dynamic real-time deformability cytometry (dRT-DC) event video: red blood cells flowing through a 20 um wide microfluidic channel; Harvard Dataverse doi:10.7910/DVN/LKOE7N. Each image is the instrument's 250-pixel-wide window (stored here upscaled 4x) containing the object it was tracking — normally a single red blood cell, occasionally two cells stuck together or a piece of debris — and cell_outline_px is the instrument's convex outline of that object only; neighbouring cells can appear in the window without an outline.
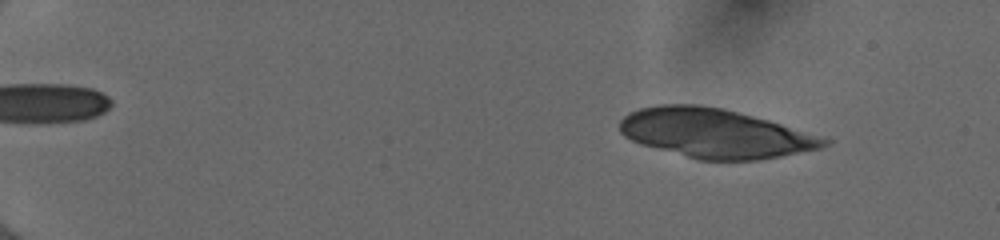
{"species": "human", "species_latin": "Homo sapiens", "temperature_condition": "cold", "stored_images_in_passage": 38, "camera_frame_rate_fps": 3000, "um_per_image_px": 0.085, "donor": {"sex": "female"}, "frame": {"image": 1, "passage_image": 6, "time_ms": 1.667, "image_size_px": [1000, 240], "cell_outline_px": [[832, 140], [828, 144], [820, 148], [760, 160], [700, 160], [640, 144], [624, 136], [620, 132], [620, 120], [628, 112], [640, 108], [660, 104], [696, 104], [724, 108], [768, 120]], "centroid_in_image_um": [60.73, 11.32], "position_along_channel_um": 24.3, "area_um2": 58.2}}
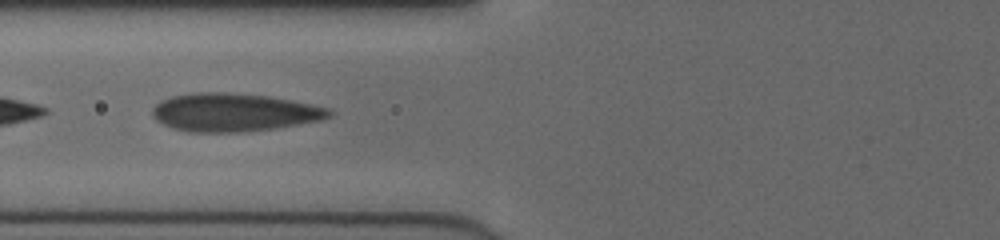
{"frame": {"image": 2, "passage_image": 23, "time_ms": 7.333, "image_size_px": [1000, 240], "cell_outline_px": [[332, 116], [324, 120], [276, 128], [244, 132], [188, 132], [172, 128], [156, 120], [152, 116], [152, 108], [160, 100], [172, 96], [196, 92], [228, 92], [268, 96], [312, 104], [328, 108], [332, 112]], "centroid_in_image_um": [19.89, 9.55], "position_along_channel_um": 105.9, "area_um2": 39.59}}
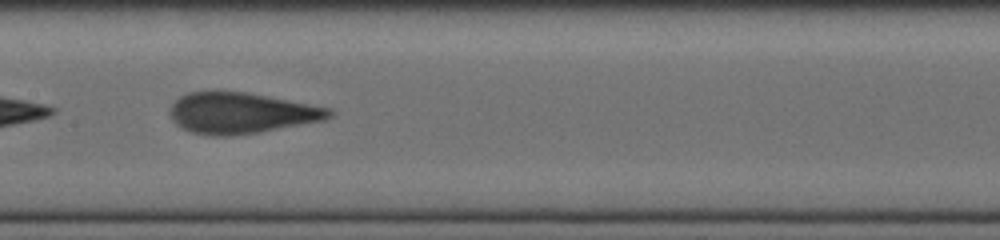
{"frame": {"image": 3, "passage_image": 29, "time_ms": 9.333, "image_size_px": [1000, 240], "cell_outline_px": [[332, 116], [324, 120], [260, 132], [228, 136], [212, 136], [192, 132], [180, 128], [172, 120], [172, 104], [180, 96], [188, 92], [216, 88], [248, 92], [332, 108]], "centroid_in_image_um": [20.48, 9.57], "position_along_channel_um": 186.9, "area_um2": 38.67}}